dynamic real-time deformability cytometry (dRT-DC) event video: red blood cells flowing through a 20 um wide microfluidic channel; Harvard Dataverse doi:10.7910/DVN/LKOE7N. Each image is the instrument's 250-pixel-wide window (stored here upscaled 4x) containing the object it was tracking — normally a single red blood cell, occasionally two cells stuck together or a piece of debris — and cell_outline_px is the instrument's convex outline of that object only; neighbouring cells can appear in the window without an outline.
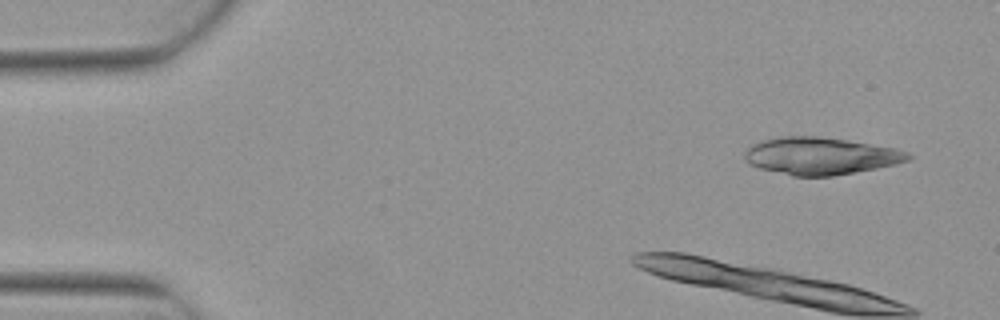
{"species": "Egyptian fruit bat (a non-hibernating species)", "species_latin": "Rousettus aegyptiacus", "temperature_condition": "warm", "stored_images_in_passage": 3, "camera_frame_rate_fps": 3000, "um_per_image_px": 0.085, "animal": {"sex": "female"}, "frame": {"image": 1, "passage_image": 1, "time_ms": 0.0, "image_size_px": [1000, 320], "cell_outline_px": [[912, 160], [896, 164], [856, 172], [832, 176], [792, 176], [760, 168], [748, 164], [744, 156], [744, 152], [752, 144], [764, 140], [780, 136], [816, 136], [848, 140], [896, 148], [908, 152], [912, 156]], "centroid_in_image_um": [69.76, 13.26], "position_along_channel_um": 15.2, "area_um2": 35.6}}